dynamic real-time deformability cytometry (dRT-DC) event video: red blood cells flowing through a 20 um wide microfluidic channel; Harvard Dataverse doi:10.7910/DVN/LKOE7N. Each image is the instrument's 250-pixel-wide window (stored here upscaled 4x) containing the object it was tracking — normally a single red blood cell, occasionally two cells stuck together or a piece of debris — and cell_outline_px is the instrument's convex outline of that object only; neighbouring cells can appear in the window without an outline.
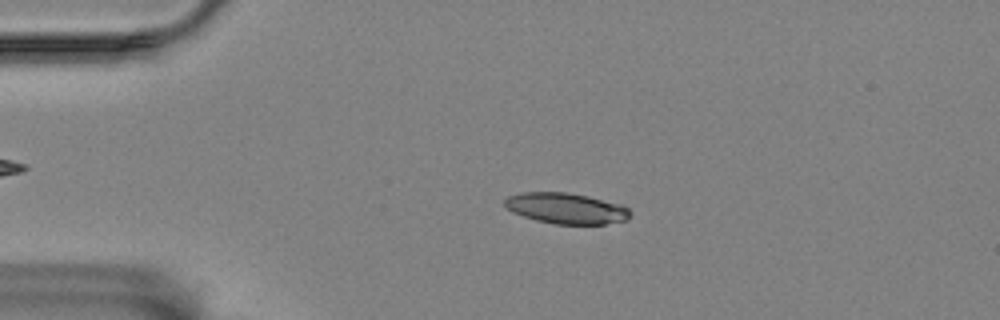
{"species": "Egyptian fruit bat (a non-hibernating species)", "species_latin": "Rousettus aegyptiacus", "temperature_condition": "room temperature", "stored_images_in_passage": 43, "camera_frame_rate_fps": 3000, "um_per_image_px": 0.085, "animal": {"sex": "female"}, "frame": {"image": 1, "passage_image": 6, "time_ms": 1.667, "image_size_px": [1000, 320], "cell_outline_px": [[632, 212], [628, 220], [604, 224], [556, 224], [536, 220], [512, 212], [504, 204], [504, 200], [508, 196], [524, 192], [568, 192], [588, 196], [620, 204], [628, 208]], "centroid_in_image_um": [48.15, 17.71], "position_along_channel_um": 36.9, "area_um2": 22.54}}
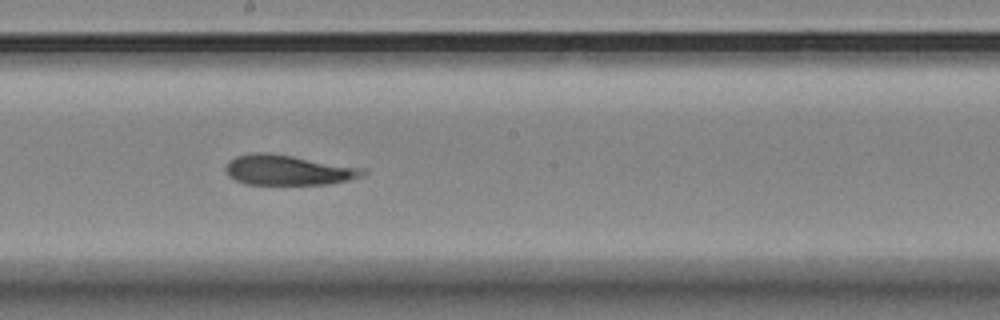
{"frame": {"image": 2, "passage_image": 25, "time_ms": 8.0, "image_size_px": [1000, 320], "cell_outline_px": [[368, 172], [364, 176], [348, 180], [328, 184], [244, 184], [228, 176], [224, 168], [228, 160], [236, 156], [252, 152], [268, 152], [368, 168]], "centroid_in_image_um": [24.51, 14.44], "position_along_channel_um": 223.7, "area_um2": 24.51}}
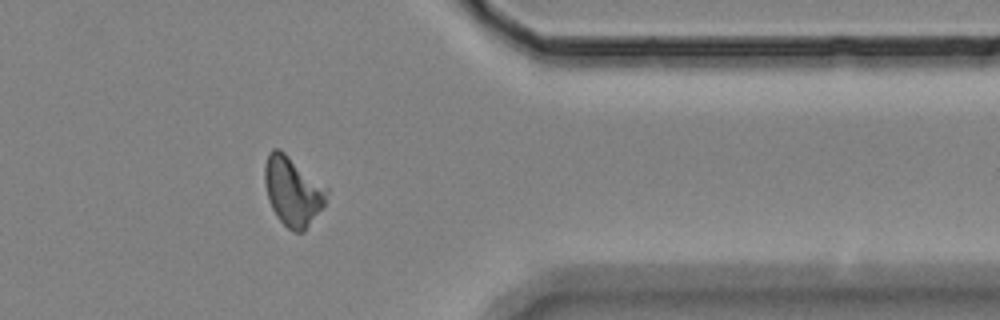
{"frame": {"image": 3, "passage_image": 40, "time_ms": 13.0, "image_size_px": [1000, 320], "cell_outline_px": [[328, 192], [324, 208], [304, 232], [292, 232], [276, 216], [268, 200], [264, 184], [264, 168], [268, 152], [272, 148], [280, 148], [328, 188]], "centroid_in_image_um": [24.89, 16.25], "position_along_channel_um": 386.5, "area_um2": 25.37}, "authors_computed_cell_mechanics": {"area_um2": 24.4494, "velocity_mm_per_s": 3.5159, "shape_relaxation_time_tau1_ms": null, "shape_relaxation_time_tau2_ms": 4.0503, "deformation_change_tau1": null, "deformation_change_tau2": 0.1251}}